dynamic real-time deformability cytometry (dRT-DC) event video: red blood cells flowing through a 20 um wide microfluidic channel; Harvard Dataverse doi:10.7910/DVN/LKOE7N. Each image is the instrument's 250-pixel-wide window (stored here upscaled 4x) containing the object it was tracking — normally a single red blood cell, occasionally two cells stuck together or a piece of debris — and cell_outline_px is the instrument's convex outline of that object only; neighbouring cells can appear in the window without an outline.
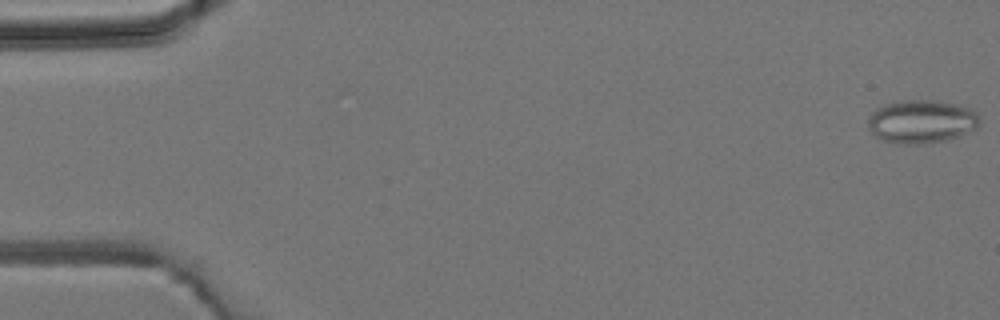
{"species": "common noctule bat (a hibernating species)", "species_latin": "Nyctalus noctula", "temperature_condition": "room temperature", "stored_images_in_passage": 5, "camera_frame_rate_fps": 3000, "um_per_image_px": 0.085, "animal": {"sex": "male", "body_mass_g": 19.2, "forearm_length_mm": 51.8}, "frame": {"image": 1, "passage_image": 1, "time_ms": 0.0, "image_size_px": [1000, 320], "cell_outline_px": [[980, 124], [976, 128], [960, 136], [948, 140], [924, 144], [896, 144], [880, 140], [868, 128], [868, 116], [876, 108], [884, 104], [904, 100], [940, 100], [956, 104], [968, 108], [976, 112], [980, 116]], "centroid_in_image_um": [78.32, 10.34], "position_along_channel_um": 6.7, "area_um2": 28.67}}